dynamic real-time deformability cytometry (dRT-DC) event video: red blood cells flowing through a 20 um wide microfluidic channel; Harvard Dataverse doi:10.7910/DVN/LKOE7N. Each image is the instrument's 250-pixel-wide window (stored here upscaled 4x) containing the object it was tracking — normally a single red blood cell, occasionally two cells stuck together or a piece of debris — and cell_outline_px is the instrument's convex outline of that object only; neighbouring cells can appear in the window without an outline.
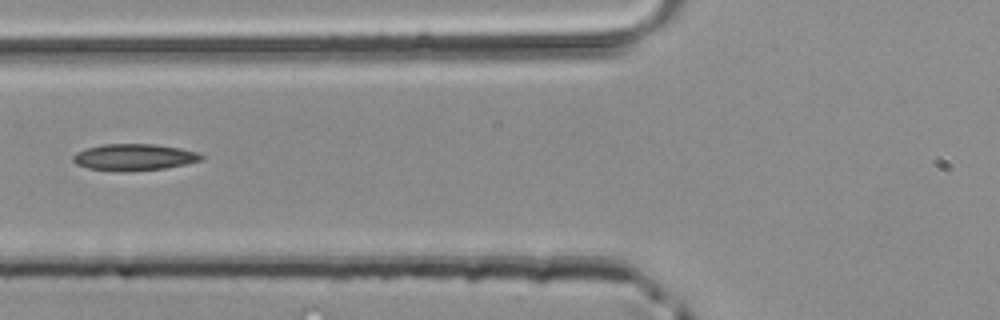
{"species": "common noctule bat (a hibernating species)", "species_latin": "Nyctalus noctula", "temperature_condition": "room temperature", "stored_images_in_passage": 3, "segment_of_instrument_passage": [2, 2], "camera_frame_rate_fps": 3000, "um_per_image_px": 0.085, "animal": {"sex": "male", "body_mass_g": 20.4}, "frame": {"image": 1, "passage_image": 3, "time_ms": 0.667, "image_size_px": [1000, 320], "cell_outline_px": [[204, 156], [200, 160], [184, 164], [164, 168], [88, 168], [76, 164], [72, 160], [72, 156], [76, 152], [88, 148], [104, 144], [156, 144], [180, 148], [200, 152]], "centroid_in_image_um": [11.44, 13.3], "position_along_channel_um": 114.4, "area_um2": 18.73}}